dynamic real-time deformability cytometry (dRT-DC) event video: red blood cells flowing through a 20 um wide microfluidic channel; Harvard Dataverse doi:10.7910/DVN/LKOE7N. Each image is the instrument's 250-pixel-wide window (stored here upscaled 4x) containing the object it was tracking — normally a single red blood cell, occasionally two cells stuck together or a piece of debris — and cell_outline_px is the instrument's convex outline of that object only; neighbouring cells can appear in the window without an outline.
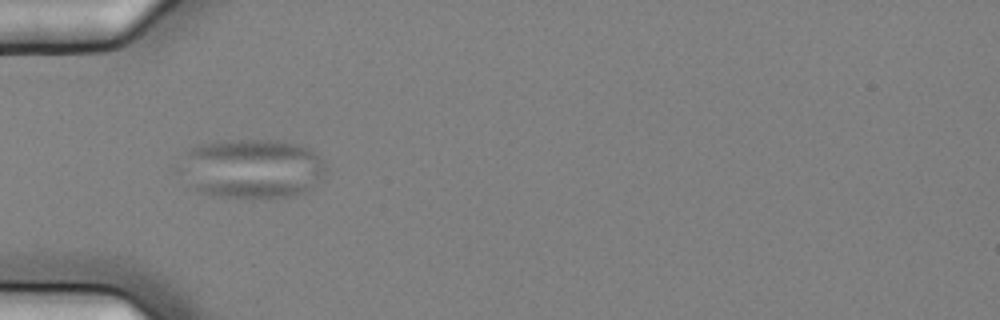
{"species": "common noctule bat (a hibernating species)", "species_latin": "Nyctalus noctula", "temperature_condition": "cold", "stored_images_in_passage": 13, "camera_frame_rate_fps": 3000, "um_per_image_px": 0.085, "animal": {"sex": "female", "body_mass_g": 25.1}, "frame": {"image": 1, "passage_image": 3, "time_ms": 0.667, "image_size_px": [1000, 320], "cell_outline_px": [[324, 180], [308, 192], [288, 196], [264, 200], [252, 200], [212, 196], [188, 188], [176, 172], [176, 168], [188, 148], [196, 144], [216, 140], [280, 140], [300, 144], [316, 152], [324, 164]], "centroid_in_image_um": [21.32, 14.36], "position_along_channel_um": 63.7, "area_um2": 53.18}}
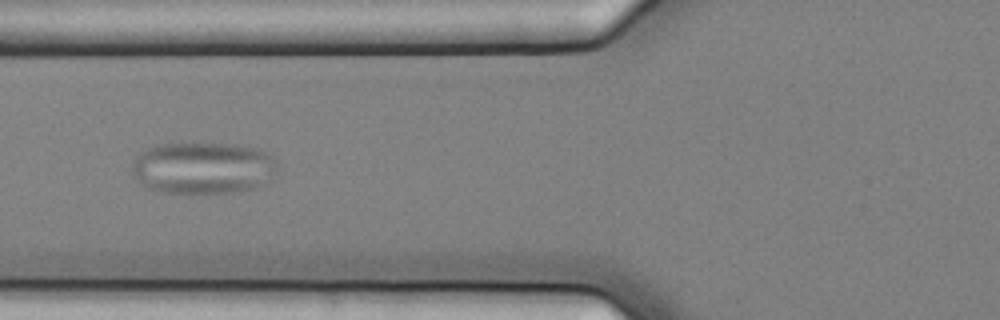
{"frame": {"image": 2, "passage_image": 4, "time_ms": 1.0, "image_size_px": [1000, 320], "cell_outline_px": [[276, 172], [260, 184], [252, 188], [232, 192], [164, 192], [148, 188], [140, 184], [132, 176], [132, 164], [136, 156], [140, 152], [148, 148], [160, 144], [240, 144], [260, 148], [272, 156], [276, 160]], "centroid_in_image_um": [17.22, 14.25], "position_along_channel_um": 108.6, "area_um2": 43.75}}
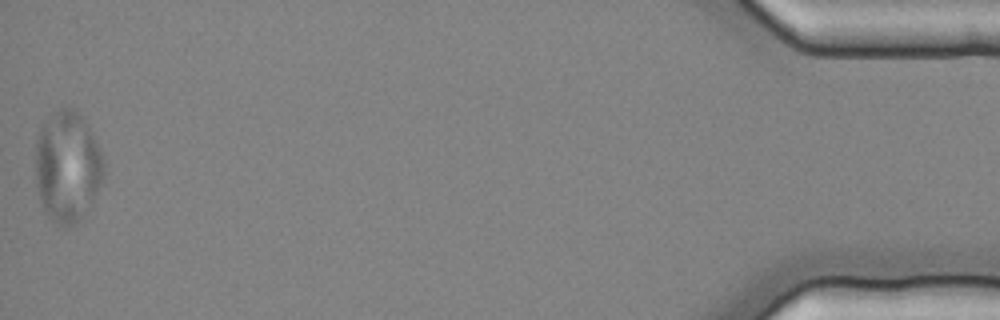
{"frame": {"image": 3, "passage_image": 13, "time_ms": 4.0, "image_size_px": [1000, 320], "cell_outline_px": [[104, 180], [92, 200], [80, 216], [72, 224], [56, 224], [44, 212], [40, 200], [36, 184], [36, 140], [40, 124], [52, 112], [60, 108], [76, 108], [80, 112], [88, 124], [100, 148], [104, 160]], "centroid_in_image_um": [5.72, 14.06], "position_along_channel_um": 429.5, "area_um2": 44.39}}